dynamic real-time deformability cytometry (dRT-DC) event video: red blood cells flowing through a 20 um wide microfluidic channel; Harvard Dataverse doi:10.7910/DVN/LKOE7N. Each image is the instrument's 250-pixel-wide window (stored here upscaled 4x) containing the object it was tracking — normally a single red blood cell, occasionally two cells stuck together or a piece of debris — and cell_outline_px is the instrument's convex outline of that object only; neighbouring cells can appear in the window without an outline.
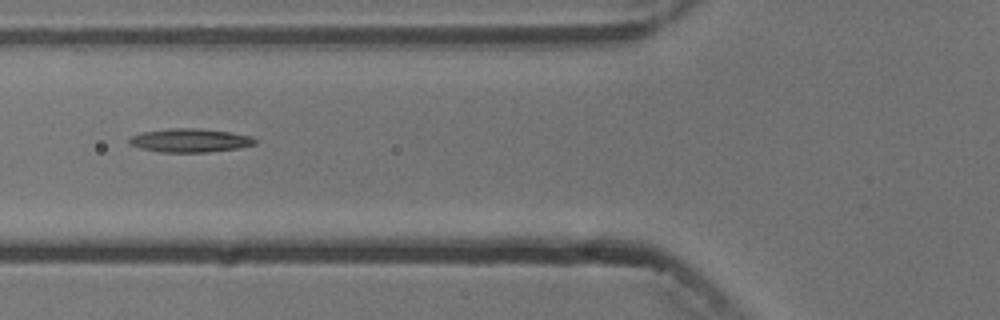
{"species": "common noctule bat (a hibernating species)", "species_latin": "Nyctalus noctula", "temperature_condition": "cold", "stored_images_in_passage": 8, "camera_frame_rate_fps": 3000, "um_per_image_px": 0.085, "animal": {"sex": "male", "body_mass_g": 13.3}, "frame": {"image": 1, "passage_image": 6, "time_ms": 6.667, "image_size_px": [1000, 320], "cell_outline_px": [[256, 144], [240, 148], [208, 152], [160, 152], [140, 148], [128, 144], [128, 140], [132, 136], [140, 132], [168, 128], [200, 128], [232, 132], [252, 136], [256, 140]], "centroid_in_image_um": [16.15, 11.93], "position_along_channel_um": 109.6, "area_um2": 17.57}}
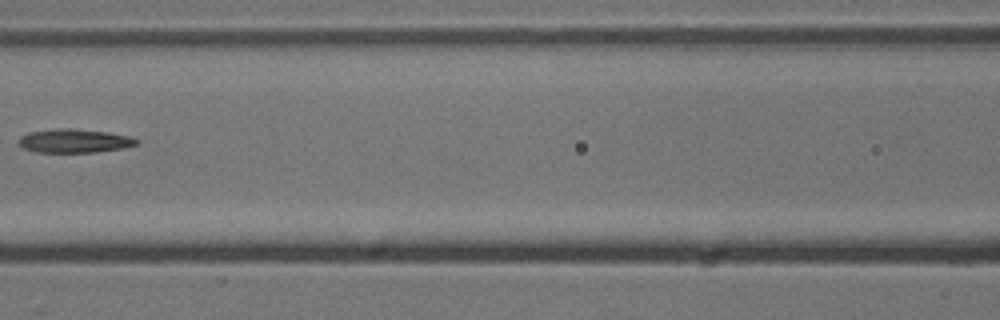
{"frame": {"image": 2, "passage_image": 7, "time_ms": 8.0, "image_size_px": [1000, 320], "cell_outline_px": [[140, 140], [136, 144], [124, 148], [92, 152], [36, 152], [24, 148], [20, 144], [20, 136], [28, 132], [56, 128], [72, 128], [108, 132], [132, 136]], "centroid_in_image_um": [6.35, 11.96], "position_along_channel_um": 160.3, "area_um2": 16.3}}
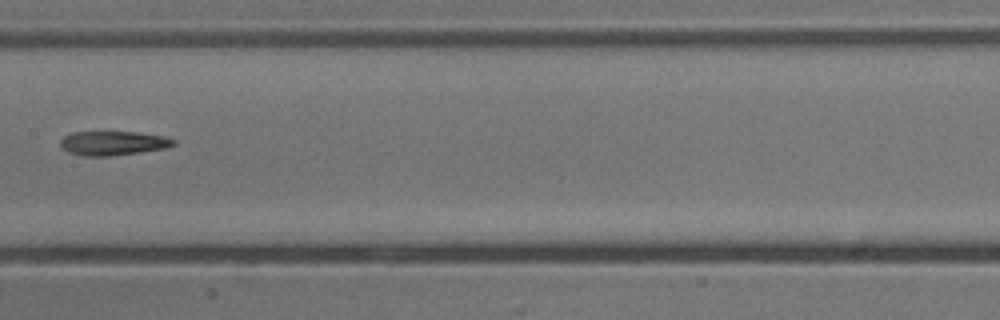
{"frame": {"image": 3, "passage_image": 8, "time_ms": 9.0, "image_size_px": [1000, 320], "cell_outline_px": [[176, 144], [168, 148], [112, 156], [84, 156], [68, 152], [60, 148], [60, 140], [64, 136], [72, 132], [136, 132], [164, 136], [176, 140]], "centroid_in_image_um": [9.61, 12.17], "position_along_channel_um": 197.8, "area_um2": 16.13}}